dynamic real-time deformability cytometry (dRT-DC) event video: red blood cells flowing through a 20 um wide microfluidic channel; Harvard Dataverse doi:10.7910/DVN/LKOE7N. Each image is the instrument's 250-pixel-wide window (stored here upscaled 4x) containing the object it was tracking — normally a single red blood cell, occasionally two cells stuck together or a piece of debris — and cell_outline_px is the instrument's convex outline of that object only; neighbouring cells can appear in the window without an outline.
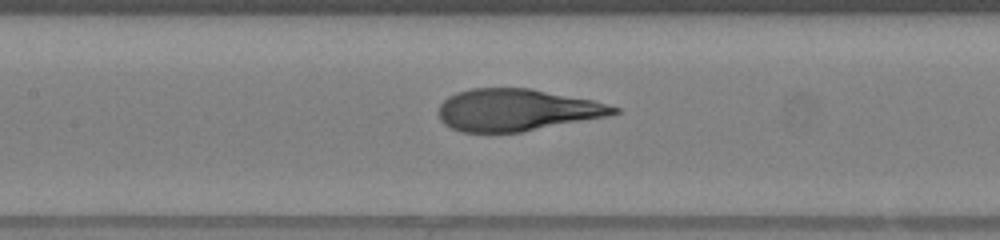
{"species": "human", "species_latin": "Homo sapiens", "temperature_condition": "warm", "stored_images_in_passage": 30, "camera_frame_rate_fps": 3000, "um_per_image_px": 0.085, "donor": {"sex": "female"}, "frame": {"image": 1, "passage_image": 13, "time_ms": 4.0, "image_size_px": [1000, 240], "cell_outline_px": [[620, 112], [608, 116], [520, 132], [460, 132], [444, 124], [440, 120], [440, 104], [448, 96], [456, 92], [472, 88], [532, 88], [592, 100], [620, 108]], "centroid_in_image_um": [43.91, 9.34], "position_along_channel_um": 163.5, "area_um2": 42.71}}
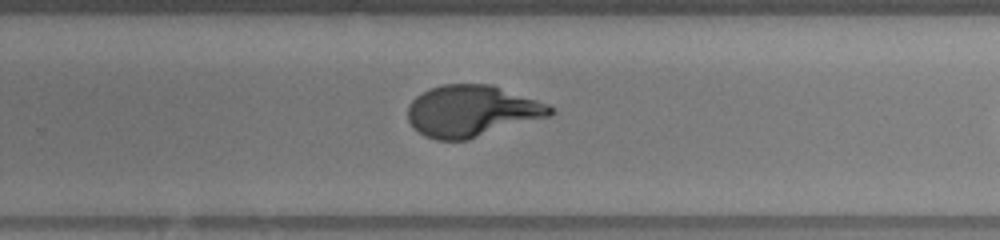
{"frame": {"image": 2, "passage_image": 22, "time_ms": 7.0, "image_size_px": [1000, 240], "cell_outline_px": [[556, 112], [552, 116], [468, 140], [436, 140], [424, 136], [408, 120], [408, 104], [416, 96], [428, 88], [444, 84], [492, 84], [548, 104]], "centroid_in_image_um": [40.13, 9.44], "position_along_channel_um": 289.7, "area_um2": 43.0}}